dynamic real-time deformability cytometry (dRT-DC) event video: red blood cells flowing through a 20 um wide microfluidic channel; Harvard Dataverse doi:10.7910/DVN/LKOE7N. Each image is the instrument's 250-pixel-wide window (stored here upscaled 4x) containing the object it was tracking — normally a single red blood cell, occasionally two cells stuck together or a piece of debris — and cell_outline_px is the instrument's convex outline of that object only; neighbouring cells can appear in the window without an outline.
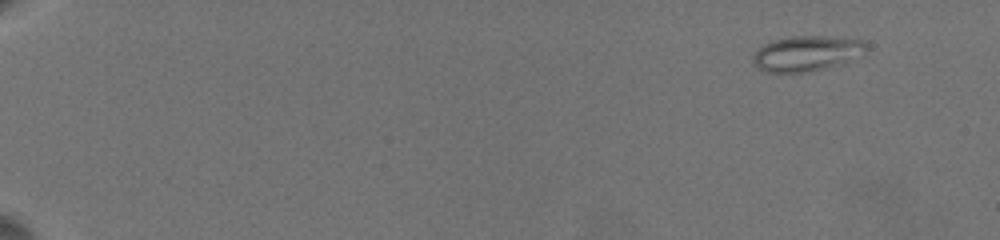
{"species": "common noctule bat (a hibernating species)", "species_latin": "Nyctalus noctula", "temperature_condition": "warm", "stored_images_in_passage": 17, "camera_frame_rate_fps": 3000, "um_per_image_px": 0.085, "animal": {"sex": "female", "body_mass_g": 19.5, "forearm_length_mm": 54.1}, "frame": {"image": 1, "passage_image": 17, "time_ms": 4.0, "image_size_px": [1000, 240], "cell_outline_px": [[864, 48], [844, 64], [808, 72], [764, 72], [752, 64], [752, 56], [756, 48], [772, 40], [792, 36], [828, 36], [864, 40]], "centroid_in_image_um": [68.44, 4.55], "position_along_channel_um": 16.6, "area_um2": 23.24}}